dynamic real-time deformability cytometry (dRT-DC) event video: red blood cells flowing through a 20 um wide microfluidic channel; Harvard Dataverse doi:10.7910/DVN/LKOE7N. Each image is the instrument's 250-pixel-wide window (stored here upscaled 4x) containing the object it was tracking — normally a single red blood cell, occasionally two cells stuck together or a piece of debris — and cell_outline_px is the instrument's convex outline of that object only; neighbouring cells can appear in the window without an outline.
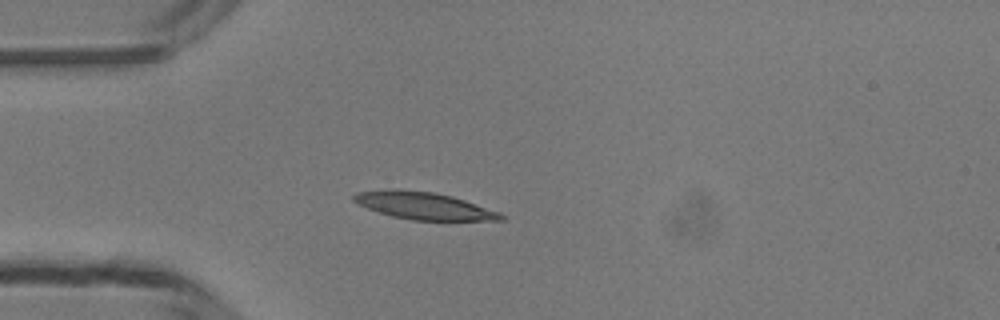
{"species": "common noctule bat (a hibernating species)", "species_latin": "Nyctalus noctula", "temperature_condition": "room temperature", "stored_images_in_passage": 37, "camera_frame_rate_fps": 3000, "um_per_image_px": 0.085, "animal": {"sex": "male", "body_mass_g": 13.3}, "frame": {"image": 1, "passage_image": 1, "time_ms": 0.0, "image_size_px": [1000, 320], "cell_outline_px": [[504, 220], [412, 220], [392, 216], [376, 212], [352, 200], [352, 196], [356, 192], [396, 188], [436, 192], [452, 196], [500, 212], [504, 216]], "centroid_in_image_um": [35.99, 17.47], "position_along_channel_um": 49.0, "area_um2": 23.41}}
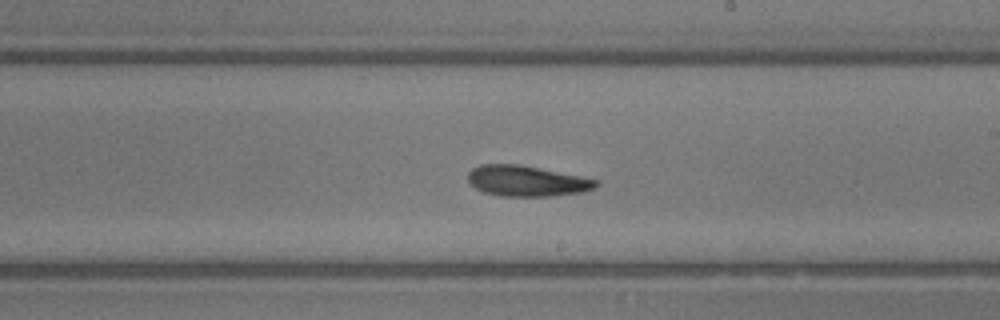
{"frame": {"image": 2, "passage_image": 16, "time_ms": 5.0, "image_size_px": [1000, 320], "cell_outline_px": [[600, 184], [596, 188], [584, 192], [552, 196], [500, 196], [484, 192], [476, 188], [468, 180], [468, 172], [472, 168], [480, 164], [516, 164], [540, 168], [600, 180]], "centroid_in_image_um": [44.81, 15.38], "position_along_channel_um": 244.2, "area_um2": 23.0}}
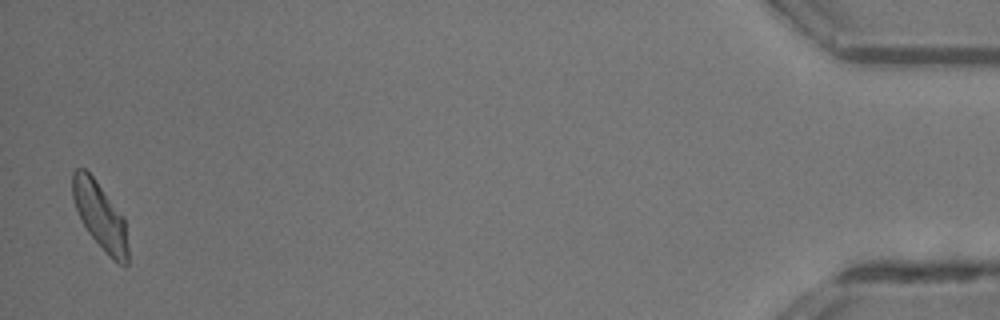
{"frame": {"image": 3, "passage_image": 36, "time_ms": 11.667, "image_size_px": [1000, 320], "cell_outline_px": [[128, 264], [120, 264], [88, 232], [76, 208], [72, 196], [72, 172], [76, 168], [84, 168], [92, 176], [124, 216], [128, 248]], "centroid_in_image_um": [8.51, 18.28], "position_along_channel_um": 426.7, "area_um2": 20.92}, "authors_computed_cell_mechanics": {"area_um2": 22.5998, "velocity_mm_per_s": 4.1635, "shape_relaxation_time_tau1_ms": 3.7447, "shape_relaxation_time_tau2_ms": 5.8493, "deformation_change_tau1": 0.1524, "deformation_change_tau2": 0.1498}}